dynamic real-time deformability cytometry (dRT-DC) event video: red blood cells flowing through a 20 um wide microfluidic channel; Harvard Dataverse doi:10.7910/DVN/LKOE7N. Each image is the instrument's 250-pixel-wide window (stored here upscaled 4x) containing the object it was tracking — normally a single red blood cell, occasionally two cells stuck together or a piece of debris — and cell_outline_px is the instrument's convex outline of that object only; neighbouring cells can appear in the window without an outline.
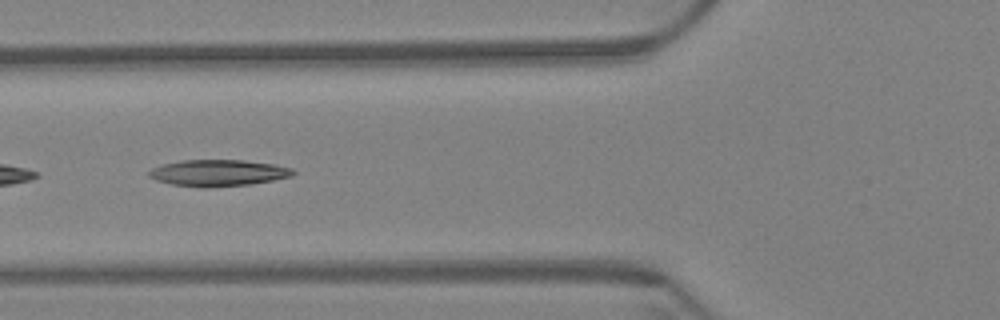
{"species": "Egyptian fruit bat (a non-hibernating species)", "species_latin": "Rousettus aegyptiacus", "temperature_condition": "warm", "stored_images_in_passage": 43, "camera_frame_rate_fps": 3000, "um_per_image_px": 0.085, "animal": {"sex": "female"}, "frame": {"image": 1, "passage_image": 5, "time_ms": 1.333, "image_size_px": [1000, 320], "cell_outline_px": [[296, 172], [292, 176], [252, 184], [208, 188], [200, 188], [172, 184], [156, 180], [148, 176], [148, 172], [152, 168], [164, 164], [180, 160], [244, 160], [272, 164], [292, 168]], "centroid_in_image_um": [18.53, 14.7], "position_along_channel_um": 107.3, "area_um2": 22.31}}
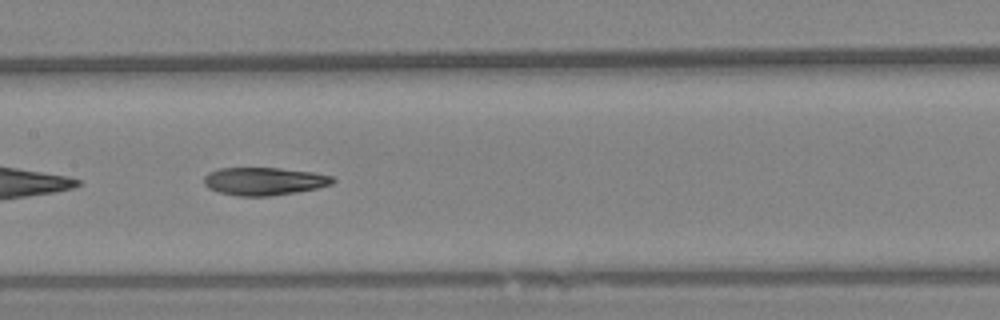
{"frame": {"image": 2, "passage_image": 12, "time_ms": 3.667, "image_size_px": [1000, 320], "cell_outline_px": [[336, 180], [332, 184], [316, 188], [296, 192], [268, 196], [236, 196], [220, 192], [208, 188], [204, 184], [204, 176], [208, 172], [220, 168], [280, 168], [312, 172], [332, 176]], "centroid_in_image_um": [22.43, 15.4], "position_along_channel_um": 185.0, "area_um2": 20.87}}
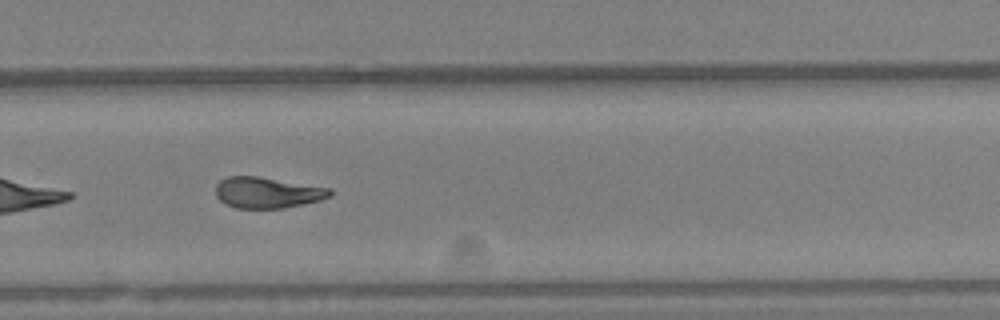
{"frame": {"image": 3, "passage_image": 23, "time_ms": 7.333, "image_size_px": [1000, 320], "cell_outline_px": [[332, 196], [320, 200], [304, 204], [284, 208], [236, 208], [224, 204], [216, 196], [216, 184], [220, 180], [228, 176], [260, 176], [332, 188]], "centroid_in_image_um": [22.74, 16.36], "position_along_channel_um": 307.1, "area_um2": 20.92}, "authors_computed_cell_mechanics": {"area_um2": 21.2704, "velocity_mm_per_s": 3.3396, "shape_relaxation_time_tau1_ms": null, "shape_relaxation_time_tau2_ms": 5.7745, "deformation_change_tau1": null, "deformation_change_tau2": 0.1396}}